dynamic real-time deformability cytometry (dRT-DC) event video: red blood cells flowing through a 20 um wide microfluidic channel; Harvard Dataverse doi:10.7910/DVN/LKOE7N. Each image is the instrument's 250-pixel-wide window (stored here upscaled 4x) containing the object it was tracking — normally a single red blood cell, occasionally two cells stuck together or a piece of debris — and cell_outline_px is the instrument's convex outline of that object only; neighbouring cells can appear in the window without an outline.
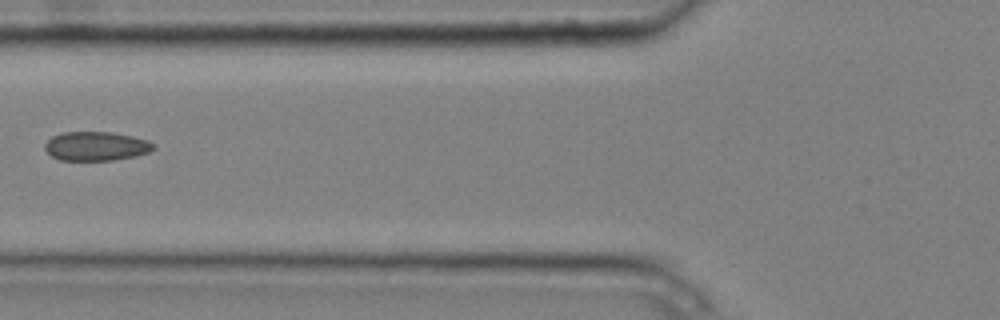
{"species": "common noctule bat (a hibernating species)", "species_latin": "Nyctalus noctula", "temperature_condition": "cold", "stored_images_in_passage": 7, "camera_frame_rate_fps": 3000, "um_per_image_px": 0.085, "animal": {"sex": "male", "body_mass_g": 20.4}, "frame": {"image": 1, "passage_image": 6, "time_ms": 1.667, "image_size_px": [1000, 320], "cell_outline_px": [[156, 148], [148, 152], [136, 156], [112, 160], [60, 160], [52, 156], [44, 148], [44, 144], [52, 136], [64, 132], [112, 132], [132, 136], [148, 140]], "centroid_in_image_um": [8.16, 12.42], "position_along_channel_um": 117.6, "area_um2": 18.32}}
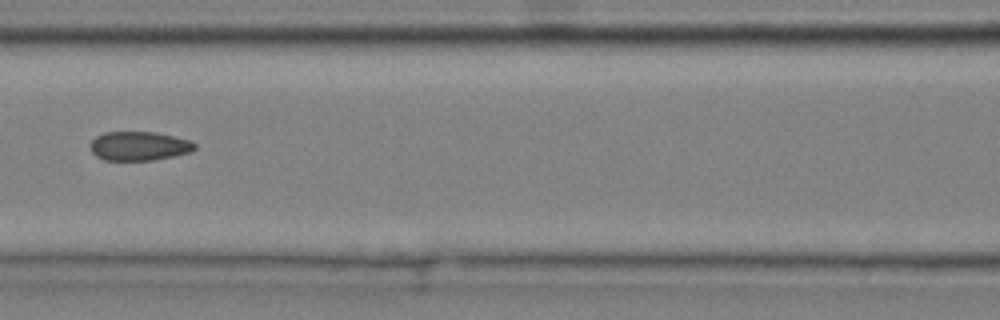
{"frame": {"image": 2, "passage_image": 7, "time_ms": 2.0, "image_size_px": [1000, 320], "cell_outline_px": [[196, 148], [192, 152], [152, 160], [104, 160], [96, 156], [92, 152], [88, 144], [96, 136], [104, 132], [156, 132], [188, 140], [196, 144]], "centroid_in_image_um": [11.79, 12.41], "position_along_channel_um": 154.8, "area_um2": 17.69}}